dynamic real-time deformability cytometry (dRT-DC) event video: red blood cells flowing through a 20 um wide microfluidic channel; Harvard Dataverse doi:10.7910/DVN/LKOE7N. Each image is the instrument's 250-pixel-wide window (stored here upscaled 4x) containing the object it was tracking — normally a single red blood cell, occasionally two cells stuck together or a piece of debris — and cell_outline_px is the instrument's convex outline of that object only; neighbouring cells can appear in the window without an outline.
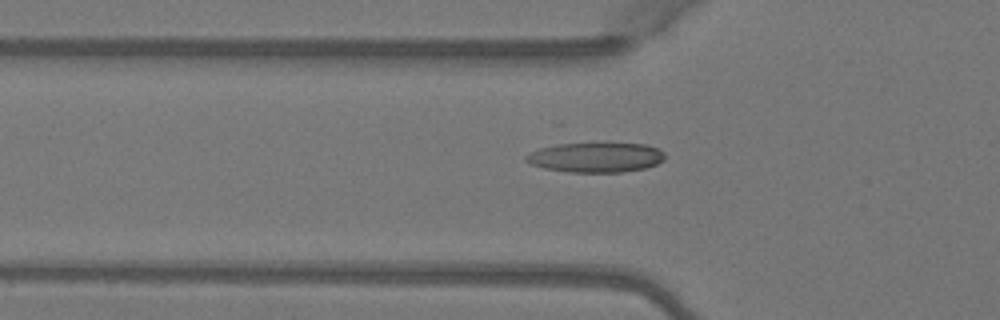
{"species": "Egyptian fruit bat (a non-hibernating species)", "species_latin": "Rousettus aegyptiacus", "temperature_condition": "warm", "stored_images_in_passage": 4, "camera_frame_rate_fps": 3000, "um_per_image_px": 0.085, "animal": {"sex": "female"}, "frame": {"image": 1, "passage_image": 4, "time_ms": 1.0, "image_size_px": [1000, 320], "cell_outline_px": [[664, 160], [656, 164], [644, 168], [620, 172], [568, 172], [544, 168], [532, 164], [524, 160], [524, 156], [540, 148], [556, 144], [644, 144], [656, 148], [664, 152]], "centroid_in_image_um": [50.62, 13.38], "position_along_channel_um": 75.2, "area_um2": 23.76}}